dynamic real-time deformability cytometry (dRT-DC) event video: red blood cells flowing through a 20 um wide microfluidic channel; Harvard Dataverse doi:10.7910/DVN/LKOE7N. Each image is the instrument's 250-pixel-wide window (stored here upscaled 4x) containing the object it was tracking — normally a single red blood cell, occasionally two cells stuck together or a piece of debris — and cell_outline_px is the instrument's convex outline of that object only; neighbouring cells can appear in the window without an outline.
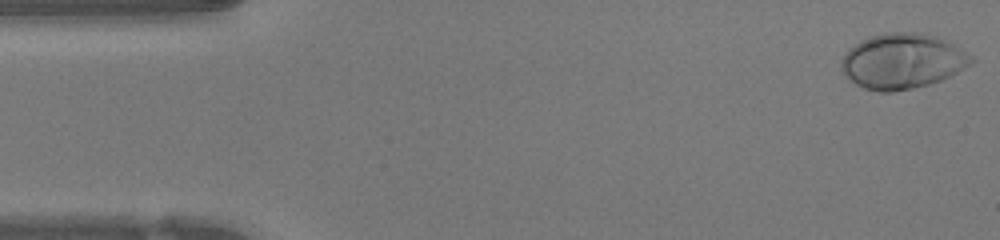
{"species": "human", "species_latin": "Homo sapiens", "temperature_condition": "warm", "stored_images_in_passage": 47, "camera_frame_rate_fps": 3000, "um_per_image_px": 0.085, "donor": {"sex": "female"}, "frame": {"image": 1, "passage_image": 1, "time_ms": 0.0, "image_size_px": [1000, 240], "cell_outline_px": [[976, 60], [956, 72], [940, 80], [928, 84], [912, 88], [892, 92], [880, 92], [864, 88], [856, 84], [844, 76], [840, 68], [840, 64], [844, 56], [860, 40], [884, 32], [920, 32], [936, 36], [952, 44], [972, 56]], "centroid_in_image_um": [76.67, 5.2], "position_along_channel_um": 8.3, "area_um2": 41.44}}
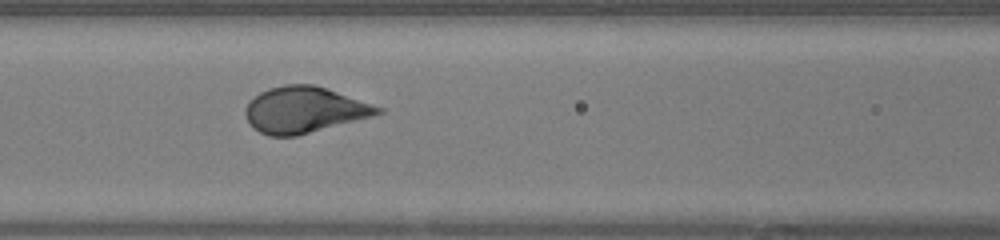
{"frame": {"image": 2, "passage_image": 19, "time_ms": 6.0, "image_size_px": [1000, 240], "cell_outline_px": [[384, 112], [372, 116], [296, 136], [268, 136], [260, 132], [248, 120], [244, 112], [244, 108], [260, 92], [268, 88], [284, 84], [312, 84], [384, 108]], "centroid_in_image_um": [25.85, 9.33], "position_along_channel_um": 140.8, "area_um2": 34.97}}
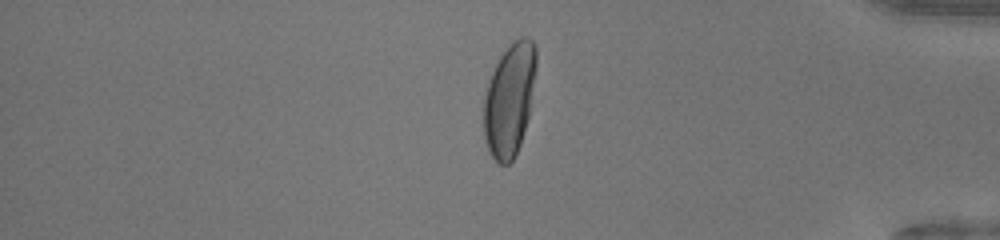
{"frame": {"image": 3, "passage_image": 39, "time_ms": 12.667, "image_size_px": [1000, 240], "cell_outline_px": [[536, 64], [528, 116], [520, 144], [512, 160], [508, 164], [500, 164], [492, 156], [488, 148], [484, 136], [484, 96], [488, 80], [500, 56], [512, 40], [520, 36], [528, 36], [536, 44]], "centroid_in_image_um": [43.3, 8.4], "position_along_channel_um": 391.9, "area_um2": 34.22}, "authors_computed_cell_mechanics": {"area_um2": 35.9516, "velocity_mm_per_s": 4.2435, "shape_relaxation_time_tau1_ms": 2.2684, "shape_relaxation_time_tau2_ms": null, "deformation_change_tau1": 0.1846, "deformation_change_tau2": null}}